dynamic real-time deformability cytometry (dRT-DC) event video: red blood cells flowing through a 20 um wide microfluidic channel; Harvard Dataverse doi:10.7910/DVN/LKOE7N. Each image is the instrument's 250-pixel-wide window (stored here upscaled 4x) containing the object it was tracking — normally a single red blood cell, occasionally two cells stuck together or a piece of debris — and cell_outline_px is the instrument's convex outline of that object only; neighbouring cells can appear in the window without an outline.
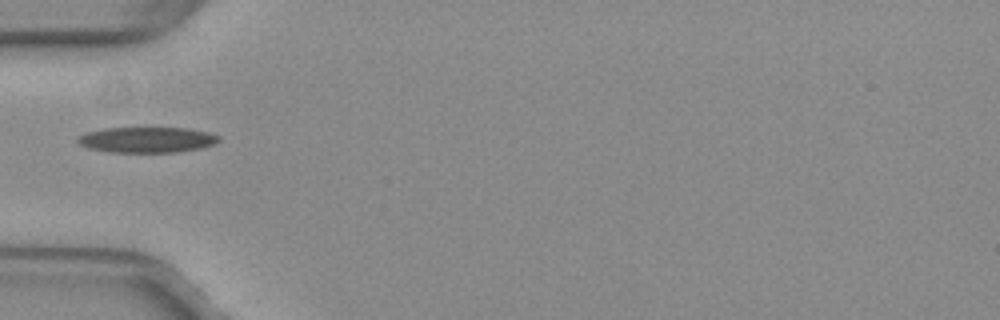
{"species": "common noctule bat (a hibernating species)", "species_latin": "Nyctalus noctula", "temperature_condition": "warm", "stored_images_in_passage": 13, "camera_frame_rate_fps": 3000, "um_per_image_px": 0.085, "animal": {"sex": "female", "body_mass_g": 29.2, "forearm_length_mm": 56.3}, "frame": {"image": 1, "passage_image": 1, "time_ms": 0.0, "image_size_px": [1000, 320], "cell_outline_px": [[220, 140], [212, 144], [200, 148], [176, 152], [108, 152], [88, 148], [80, 144], [76, 140], [76, 136], [88, 132], [104, 128], [188, 128], [208, 132], [220, 136]], "centroid_in_image_um": [12.46, 11.88], "position_along_channel_um": 72.5, "area_um2": 21.04}}